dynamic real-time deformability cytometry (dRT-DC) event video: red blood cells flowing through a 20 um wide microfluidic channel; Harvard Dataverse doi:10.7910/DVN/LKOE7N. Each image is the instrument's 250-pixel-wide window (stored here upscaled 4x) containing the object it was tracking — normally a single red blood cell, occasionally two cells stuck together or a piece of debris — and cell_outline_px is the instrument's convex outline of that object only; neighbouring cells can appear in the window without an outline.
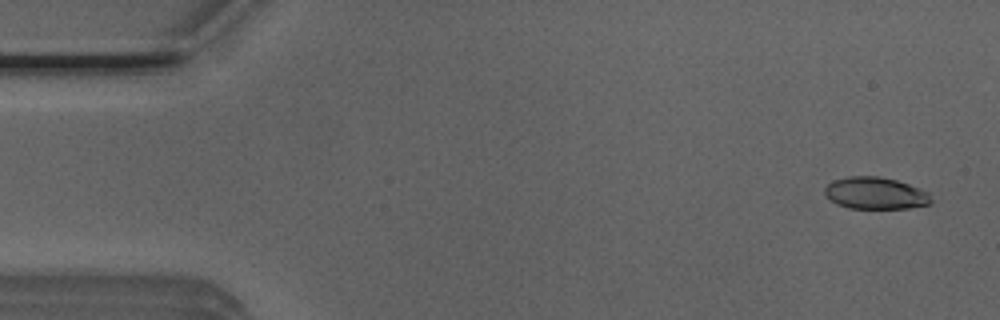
{"species": "Egyptian fruit bat (a non-hibernating species)", "species_latin": "Rousettus aegyptiacus", "temperature_condition": "room temperature", "stored_images_in_passage": 36, "camera_frame_rate_fps": 3000, "um_per_image_px": 0.085, "animal": {"sex": "male"}, "frame": {"image": 1, "passage_image": 1, "time_ms": 0.0, "image_size_px": [1000, 320], "cell_outline_px": [[932, 204], [908, 208], [848, 208], [836, 204], [824, 196], [824, 188], [832, 180], [848, 176], [880, 176], [896, 180], [908, 184], [928, 192], [932, 200]], "centroid_in_image_um": [74.38, 16.42], "position_along_channel_um": 10.6, "area_um2": 20.0}}
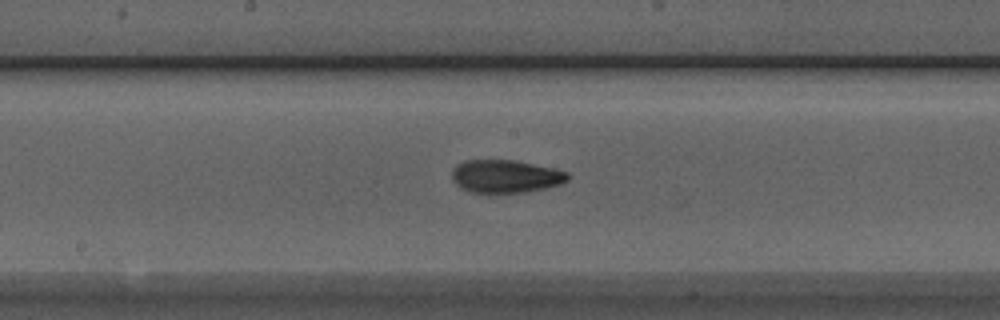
{"frame": {"image": 2, "passage_image": 25, "time_ms": 8.0, "image_size_px": [1000, 320], "cell_outline_px": [[568, 180], [560, 184], [544, 188], [524, 192], [496, 196], [492, 196], [468, 192], [460, 188], [452, 180], [452, 168], [456, 164], [464, 160], [516, 160], [552, 168], [568, 172]], "centroid_in_image_um": [42.89, 15.03], "position_along_channel_um": 205.3, "area_um2": 23.06}}
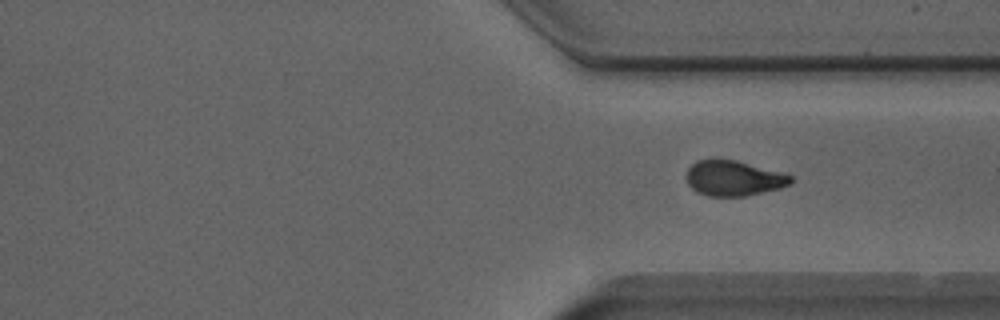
{"frame": {"image": 3, "passage_image": 36, "time_ms": 11.667, "image_size_px": [1000, 320], "cell_outline_px": [[792, 184], [780, 188], [744, 196], [708, 196], [696, 192], [688, 184], [684, 176], [688, 168], [696, 160], [712, 156], [736, 160], [780, 172], [792, 176]], "centroid_in_image_um": [62.28, 15.11], "position_along_channel_um": 349.1, "area_um2": 21.96}}